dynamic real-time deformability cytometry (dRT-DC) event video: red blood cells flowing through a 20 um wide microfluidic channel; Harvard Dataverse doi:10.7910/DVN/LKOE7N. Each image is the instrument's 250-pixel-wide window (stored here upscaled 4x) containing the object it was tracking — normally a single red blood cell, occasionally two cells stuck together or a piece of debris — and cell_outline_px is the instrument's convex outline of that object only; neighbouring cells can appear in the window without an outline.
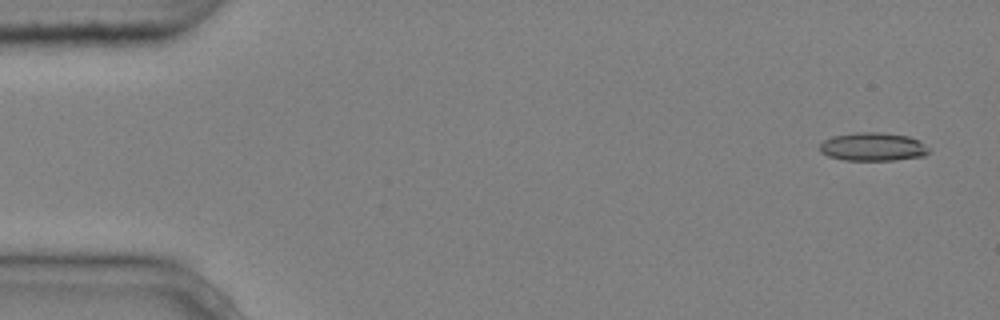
{"species": "common noctule bat (a hibernating species)", "species_latin": "Nyctalus noctula", "temperature_condition": "cold", "stored_images_in_passage": 5, "camera_frame_rate_fps": 3000, "um_per_image_px": 0.085, "animal": {"sex": "male", "body_mass_g": 20.4}, "frame": {"image": 1, "passage_image": 1, "time_ms": 0.0, "image_size_px": [1000, 320], "cell_outline_px": [[932, 148], [924, 156], [896, 160], [844, 160], [828, 156], [820, 152], [820, 144], [824, 140], [832, 136], [856, 132], [884, 132], [908, 136], [920, 140]], "centroid_in_image_um": [74.24, 12.47], "position_along_channel_um": 10.8, "area_um2": 18.32}}
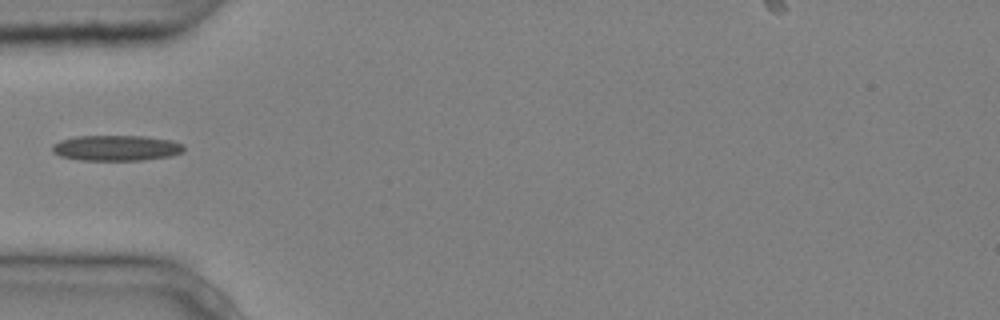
{"frame": {"image": 2, "passage_image": 5, "time_ms": 1.333, "image_size_px": [1000, 320], "cell_outline_px": [[184, 152], [172, 156], [144, 160], [80, 160], [60, 156], [52, 152], [52, 144], [60, 140], [76, 136], [144, 136], [172, 140], [184, 144]], "centroid_in_image_um": [9.91, 12.58], "position_along_channel_um": 75.1, "area_um2": 19.83}}